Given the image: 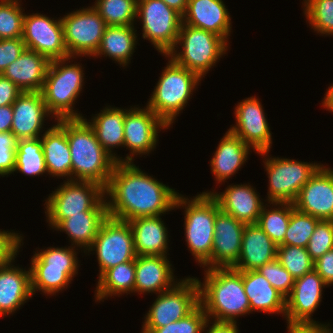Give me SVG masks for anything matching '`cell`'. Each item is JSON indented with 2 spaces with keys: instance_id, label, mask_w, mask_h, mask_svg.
Returning <instances> with one entry per match:
<instances>
[{
  "instance_id": "cell-1",
  "label": "cell",
  "mask_w": 333,
  "mask_h": 333,
  "mask_svg": "<svg viewBox=\"0 0 333 333\" xmlns=\"http://www.w3.org/2000/svg\"><path fill=\"white\" fill-rule=\"evenodd\" d=\"M178 194L133 162H117L104 188L108 216L124 221L162 216L175 209Z\"/></svg>"
},
{
  "instance_id": "cell-2",
  "label": "cell",
  "mask_w": 333,
  "mask_h": 333,
  "mask_svg": "<svg viewBox=\"0 0 333 333\" xmlns=\"http://www.w3.org/2000/svg\"><path fill=\"white\" fill-rule=\"evenodd\" d=\"M205 270L204 283L198 278L197 282L199 303L208 319L235 323V318L251 313L250 302L243 286L242 271L232 267Z\"/></svg>"
},
{
  "instance_id": "cell-3",
  "label": "cell",
  "mask_w": 333,
  "mask_h": 333,
  "mask_svg": "<svg viewBox=\"0 0 333 333\" xmlns=\"http://www.w3.org/2000/svg\"><path fill=\"white\" fill-rule=\"evenodd\" d=\"M66 135L71 153L72 180L92 181L105 188L117 162L99 143L87 119H66Z\"/></svg>"
},
{
  "instance_id": "cell-4",
  "label": "cell",
  "mask_w": 333,
  "mask_h": 333,
  "mask_svg": "<svg viewBox=\"0 0 333 333\" xmlns=\"http://www.w3.org/2000/svg\"><path fill=\"white\" fill-rule=\"evenodd\" d=\"M181 206L185 209L184 231L188 248L196 262L211 269L214 225L220 206L210 193L198 194L191 200L178 194L174 208Z\"/></svg>"
},
{
  "instance_id": "cell-5",
  "label": "cell",
  "mask_w": 333,
  "mask_h": 333,
  "mask_svg": "<svg viewBox=\"0 0 333 333\" xmlns=\"http://www.w3.org/2000/svg\"><path fill=\"white\" fill-rule=\"evenodd\" d=\"M72 58L75 57L50 62L41 90L47 111L55 120L84 118L73 110L84 84V68L78 63L68 65L66 62Z\"/></svg>"
},
{
  "instance_id": "cell-6",
  "label": "cell",
  "mask_w": 333,
  "mask_h": 333,
  "mask_svg": "<svg viewBox=\"0 0 333 333\" xmlns=\"http://www.w3.org/2000/svg\"><path fill=\"white\" fill-rule=\"evenodd\" d=\"M168 60L147 107L169 127L186 107L201 78L189 69L177 65L170 57Z\"/></svg>"
},
{
  "instance_id": "cell-7",
  "label": "cell",
  "mask_w": 333,
  "mask_h": 333,
  "mask_svg": "<svg viewBox=\"0 0 333 333\" xmlns=\"http://www.w3.org/2000/svg\"><path fill=\"white\" fill-rule=\"evenodd\" d=\"M178 45L182 48L181 52L177 51ZM227 48V41L217 34L182 23L175 48L165 57H171L177 65L202 79Z\"/></svg>"
},
{
  "instance_id": "cell-8",
  "label": "cell",
  "mask_w": 333,
  "mask_h": 333,
  "mask_svg": "<svg viewBox=\"0 0 333 333\" xmlns=\"http://www.w3.org/2000/svg\"><path fill=\"white\" fill-rule=\"evenodd\" d=\"M78 265L75 246L48 247L35 252L30 268L32 295L39 290L50 296L67 288L78 273Z\"/></svg>"
},
{
  "instance_id": "cell-9",
  "label": "cell",
  "mask_w": 333,
  "mask_h": 333,
  "mask_svg": "<svg viewBox=\"0 0 333 333\" xmlns=\"http://www.w3.org/2000/svg\"><path fill=\"white\" fill-rule=\"evenodd\" d=\"M104 187L92 181L67 180L49 194L45 213L55 228L63 219L89 210H107Z\"/></svg>"
},
{
  "instance_id": "cell-10",
  "label": "cell",
  "mask_w": 333,
  "mask_h": 333,
  "mask_svg": "<svg viewBox=\"0 0 333 333\" xmlns=\"http://www.w3.org/2000/svg\"><path fill=\"white\" fill-rule=\"evenodd\" d=\"M136 18L141 19L142 37L164 56L176 45L182 15L162 0H137Z\"/></svg>"
},
{
  "instance_id": "cell-11",
  "label": "cell",
  "mask_w": 333,
  "mask_h": 333,
  "mask_svg": "<svg viewBox=\"0 0 333 333\" xmlns=\"http://www.w3.org/2000/svg\"><path fill=\"white\" fill-rule=\"evenodd\" d=\"M269 178L268 203H293L301 188L321 166L288 158L269 157L264 159Z\"/></svg>"
},
{
  "instance_id": "cell-12",
  "label": "cell",
  "mask_w": 333,
  "mask_h": 333,
  "mask_svg": "<svg viewBox=\"0 0 333 333\" xmlns=\"http://www.w3.org/2000/svg\"><path fill=\"white\" fill-rule=\"evenodd\" d=\"M88 252L95 251L99 264V277L119 264L135 261L133 233L128 221L108 216L98 231Z\"/></svg>"
},
{
  "instance_id": "cell-13",
  "label": "cell",
  "mask_w": 333,
  "mask_h": 333,
  "mask_svg": "<svg viewBox=\"0 0 333 333\" xmlns=\"http://www.w3.org/2000/svg\"><path fill=\"white\" fill-rule=\"evenodd\" d=\"M197 278L187 277L159 293L145 315L142 328L164 327L191 313L199 305Z\"/></svg>"
},
{
  "instance_id": "cell-14",
  "label": "cell",
  "mask_w": 333,
  "mask_h": 333,
  "mask_svg": "<svg viewBox=\"0 0 333 333\" xmlns=\"http://www.w3.org/2000/svg\"><path fill=\"white\" fill-rule=\"evenodd\" d=\"M61 21L69 57H91L97 52L107 25L92 6L67 13Z\"/></svg>"
},
{
  "instance_id": "cell-15",
  "label": "cell",
  "mask_w": 333,
  "mask_h": 333,
  "mask_svg": "<svg viewBox=\"0 0 333 333\" xmlns=\"http://www.w3.org/2000/svg\"><path fill=\"white\" fill-rule=\"evenodd\" d=\"M22 38L26 49L36 51L50 61L69 57L61 18L55 20L40 13L25 14Z\"/></svg>"
},
{
  "instance_id": "cell-16",
  "label": "cell",
  "mask_w": 333,
  "mask_h": 333,
  "mask_svg": "<svg viewBox=\"0 0 333 333\" xmlns=\"http://www.w3.org/2000/svg\"><path fill=\"white\" fill-rule=\"evenodd\" d=\"M169 127L147 106L125 109L124 118V144L130 150V156L123 162H132L134 155L149 154L157 144L158 133Z\"/></svg>"
},
{
  "instance_id": "cell-17",
  "label": "cell",
  "mask_w": 333,
  "mask_h": 333,
  "mask_svg": "<svg viewBox=\"0 0 333 333\" xmlns=\"http://www.w3.org/2000/svg\"><path fill=\"white\" fill-rule=\"evenodd\" d=\"M236 125L228 130L242 139L256 153L268 156L272 134L261 102L256 96L242 100L235 107Z\"/></svg>"
},
{
  "instance_id": "cell-18",
  "label": "cell",
  "mask_w": 333,
  "mask_h": 333,
  "mask_svg": "<svg viewBox=\"0 0 333 333\" xmlns=\"http://www.w3.org/2000/svg\"><path fill=\"white\" fill-rule=\"evenodd\" d=\"M331 169L322 164L301 188L293 202L297 210L320 220H333V168Z\"/></svg>"
},
{
  "instance_id": "cell-19",
  "label": "cell",
  "mask_w": 333,
  "mask_h": 333,
  "mask_svg": "<svg viewBox=\"0 0 333 333\" xmlns=\"http://www.w3.org/2000/svg\"><path fill=\"white\" fill-rule=\"evenodd\" d=\"M245 225L221 209L217 212L214 225L211 269L229 268L237 263Z\"/></svg>"
},
{
  "instance_id": "cell-20",
  "label": "cell",
  "mask_w": 333,
  "mask_h": 333,
  "mask_svg": "<svg viewBox=\"0 0 333 333\" xmlns=\"http://www.w3.org/2000/svg\"><path fill=\"white\" fill-rule=\"evenodd\" d=\"M325 286L315 269L295 279L292 292L286 298L287 322H314L311 316L320 305Z\"/></svg>"
},
{
  "instance_id": "cell-21",
  "label": "cell",
  "mask_w": 333,
  "mask_h": 333,
  "mask_svg": "<svg viewBox=\"0 0 333 333\" xmlns=\"http://www.w3.org/2000/svg\"><path fill=\"white\" fill-rule=\"evenodd\" d=\"M11 132L17 140L40 138L47 111L41 92L23 91L13 102ZM47 116V117H46Z\"/></svg>"
},
{
  "instance_id": "cell-22",
  "label": "cell",
  "mask_w": 333,
  "mask_h": 333,
  "mask_svg": "<svg viewBox=\"0 0 333 333\" xmlns=\"http://www.w3.org/2000/svg\"><path fill=\"white\" fill-rule=\"evenodd\" d=\"M256 189L251 185H228L225 192L210 193L218 202L220 209L236 218L238 221L249 225L256 224L264 203L260 200Z\"/></svg>"
},
{
  "instance_id": "cell-23",
  "label": "cell",
  "mask_w": 333,
  "mask_h": 333,
  "mask_svg": "<svg viewBox=\"0 0 333 333\" xmlns=\"http://www.w3.org/2000/svg\"><path fill=\"white\" fill-rule=\"evenodd\" d=\"M182 23L213 32L228 42L231 17L222 0H189Z\"/></svg>"
},
{
  "instance_id": "cell-24",
  "label": "cell",
  "mask_w": 333,
  "mask_h": 333,
  "mask_svg": "<svg viewBox=\"0 0 333 333\" xmlns=\"http://www.w3.org/2000/svg\"><path fill=\"white\" fill-rule=\"evenodd\" d=\"M167 258V256H136L134 293L159 294L171 289L177 283L174 279V270Z\"/></svg>"
},
{
  "instance_id": "cell-25",
  "label": "cell",
  "mask_w": 333,
  "mask_h": 333,
  "mask_svg": "<svg viewBox=\"0 0 333 333\" xmlns=\"http://www.w3.org/2000/svg\"><path fill=\"white\" fill-rule=\"evenodd\" d=\"M56 122L40 137L46 168L52 177L67 176V180H72V162L66 135V119H59Z\"/></svg>"
},
{
  "instance_id": "cell-26",
  "label": "cell",
  "mask_w": 333,
  "mask_h": 333,
  "mask_svg": "<svg viewBox=\"0 0 333 333\" xmlns=\"http://www.w3.org/2000/svg\"><path fill=\"white\" fill-rule=\"evenodd\" d=\"M50 62L36 51L25 49L2 75L22 91L41 92Z\"/></svg>"
},
{
  "instance_id": "cell-27",
  "label": "cell",
  "mask_w": 333,
  "mask_h": 333,
  "mask_svg": "<svg viewBox=\"0 0 333 333\" xmlns=\"http://www.w3.org/2000/svg\"><path fill=\"white\" fill-rule=\"evenodd\" d=\"M277 245L257 225H245L241 251L237 263L232 267L238 271L257 270L276 258Z\"/></svg>"
},
{
  "instance_id": "cell-28",
  "label": "cell",
  "mask_w": 333,
  "mask_h": 333,
  "mask_svg": "<svg viewBox=\"0 0 333 333\" xmlns=\"http://www.w3.org/2000/svg\"><path fill=\"white\" fill-rule=\"evenodd\" d=\"M11 263L0 268V316L13 314L32 297L30 269Z\"/></svg>"
},
{
  "instance_id": "cell-29",
  "label": "cell",
  "mask_w": 333,
  "mask_h": 333,
  "mask_svg": "<svg viewBox=\"0 0 333 333\" xmlns=\"http://www.w3.org/2000/svg\"><path fill=\"white\" fill-rule=\"evenodd\" d=\"M137 256H167L168 230L161 216L129 220Z\"/></svg>"
},
{
  "instance_id": "cell-30",
  "label": "cell",
  "mask_w": 333,
  "mask_h": 333,
  "mask_svg": "<svg viewBox=\"0 0 333 333\" xmlns=\"http://www.w3.org/2000/svg\"><path fill=\"white\" fill-rule=\"evenodd\" d=\"M245 293L250 302L251 312L263 311L285 316L286 298L257 270L242 271Z\"/></svg>"
},
{
  "instance_id": "cell-31",
  "label": "cell",
  "mask_w": 333,
  "mask_h": 333,
  "mask_svg": "<svg viewBox=\"0 0 333 333\" xmlns=\"http://www.w3.org/2000/svg\"><path fill=\"white\" fill-rule=\"evenodd\" d=\"M251 147L229 130L225 133L210 161L217 183L236 174L248 158Z\"/></svg>"
},
{
  "instance_id": "cell-32",
  "label": "cell",
  "mask_w": 333,
  "mask_h": 333,
  "mask_svg": "<svg viewBox=\"0 0 333 333\" xmlns=\"http://www.w3.org/2000/svg\"><path fill=\"white\" fill-rule=\"evenodd\" d=\"M96 115L87 122L94 130L97 140L116 162H123L122 157L116 156L112 150L114 147H123L124 144L125 109L107 106Z\"/></svg>"
},
{
  "instance_id": "cell-33",
  "label": "cell",
  "mask_w": 333,
  "mask_h": 333,
  "mask_svg": "<svg viewBox=\"0 0 333 333\" xmlns=\"http://www.w3.org/2000/svg\"><path fill=\"white\" fill-rule=\"evenodd\" d=\"M107 217L108 210H89L63 219L54 229L66 232L71 239V246L83 248L85 253Z\"/></svg>"
},
{
  "instance_id": "cell-34",
  "label": "cell",
  "mask_w": 333,
  "mask_h": 333,
  "mask_svg": "<svg viewBox=\"0 0 333 333\" xmlns=\"http://www.w3.org/2000/svg\"><path fill=\"white\" fill-rule=\"evenodd\" d=\"M136 31L134 25L106 26L100 46L92 57L104 55L119 62L120 66L128 65L136 49Z\"/></svg>"
},
{
  "instance_id": "cell-35",
  "label": "cell",
  "mask_w": 333,
  "mask_h": 333,
  "mask_svg": "<svg viewBox=\"0 0 333 333\" xmlns=\"http://www.w3.org/2000/svg\"><path fill=\"white\" fill-rule=\"evenodd\" d=\"M95 299L103 301L106 297L130 294L134 292L135 286V261H128L106 270L98 277Z\"/></svg>"
},
{
  "instance_id": "cell-36",
  "label": "cell",
  "mask_w": 333,
  "mask_h": 333,
  "mask_svg": "<svg viewBox=\"0 0 333 333\" xmlns=\"http://www.w3.org/2000/svg\"><path fill=\"white\" fill-rule=\"evenodd\" d=\"M269 204H273L272 206L275 208L270 207L271 209H266L267 207L264 205L256 224L277 246L284 245V237L290 221L291 212L295 208L294 204L278 202Z\"/></svg>"
},
{
  "instance_id": "cell-37",
  "label": "cell",
  "mask_w": 333,
  "mask_h": 333,
  "mask_svg": "<svg viewBox=\"0 0 333 333\" xmlns=\"http://www.w3.org/2000/svg\"><path fill=\"white\" fill-rule=\"evenodd\" d=\"M29 176L48 173L41 138L17 140L14 172Z\"/></svg>"
},
{
  "instance_id": "cell-38",
  "label": "cell",
  "mask_w": 333,
  "mask_h": 333,
  "mask_svg": "<svg viewBox=\"0 0 333 333\" xmlns=\"http://www.w3.org/2000/svg\"><path fill=\"white\" fill-rule=\"evenodd\" d=\"M92 7L107 26L134 25L137 19V0H96Z\"/></svg>"
},
{
  "instance_id": "cell-39",
  "label": "cell",
  "mask_w": 333,
  "mask_h": 333,
  "mask_svg": "<svg viewBox=\"0 0 333 333\" xmlns=\"http://www.w3.org/2000/svg\"><path fill=\"white\" fill-rule=\"evenodd\" d=\"M319 221L320 219L294 208L286 229L284 245L306 248Z\"/></svg>"
},
{
  "instance_id": "cell-40",
  "label": "cell",
  "mask_w": 333,
  "mask_h": 333,
  "mask_svg": "<svg viewBox=\"0 0 333 333\" xmlns=\"http://www.w3.org/2000/svg\"><path fill=\"white\" fill-rule=\"evenodd\" d=\"M276 258L294 279L314 269V261L305 247L279 245Z\"/></svg>"
},
{
  "instance_id": "cell-41",
  "label": "cell",
  "mask_w": 333,
  "mask_h": 333,
  "mask_svg": "<svg viewBox=\"0 0 333 333\" xmlns=\"http://www.w3.org/2000/svg\"><path fill=\"white\" fill-rule=\"evenodd\" d=\"M304 15L315 32L333 35V0H304Z\"/></svg>"
},
{
  "instance_id": "cell-42",
  "label": "cell",
  "mask_w": 333,
  "mask_h": 333,
  "mask_svg": "<svg viewBox=\"0 0 333 333\" xmlns=\"http://www.w3.org/2000/svg\"><path fill=\"white\" fill-rule=\"evenodd\" d=\"M19 0H0V39L22 37L24 16Z\"/></svg>"
},
{
  "instance_id": "cell-43",
  "label": "cell",
  "mask_w": 333,
  "mask_h": 333,
  "mask_svg": "<svg viewBox=\"0 0 333 333\" xmlns=\"http://www.w3.org/2000/svg\"><path fill=\"white\" fill-rule=\"evenodd\" d=\"M208 316L199 304L191 313L176 322L158 328H142L141 333H202Z\"/></svg>"
},
{
  "instance_id": "cell-44",
  "label": "cell",
  "mask_w": 333,
  "mask_h": 333,
  "mask_svg": "<svg viewBox=\"0 0 333 333\" xmlns=\"http://www.w3.org/2000/svg\"><path fill=\"white\" fill-rule=\"evenodd\" d=\"M333 248V220H320L307 244V251L313 261Z\"/></svg>"
},
{
  "instance_id": "cell-45",
  "label": "cell",
  "mask_w": 333,
  "mask_h": 333,
  "mask_svg": "<svg viewBox=\"0 0 333 333\" xmlns=\"http://www.w3.org/2000/svg\"><path fill=\"white\" fill-rule=\"evenodd\" d=\"M270 283L287 298L292 292L294 278L275 258L257 269Z\"/></svg>"
},
{
  "instance_id": "cell-46",
  "label": "cell",
  "mask_w": 333,
  "mask_h": 333,
  "mask_svg": "<svg viewBox=\"0 0 333 333\" xmlns=\"http://www.w3.org/2000/svg\"><path fill=\"white\" fill-rule=\"evenodd\" d=\"M17 139L11 131L0 132V176L14 173Z\"/></svg>"
},
{
  "instance_id": "cell-47",
  "label": "cell",
  "mask_w": 333,
  "mask_h": 333,
  "mask_svg": "<svg viewBox=\"0 0 333 333\" xmlns=\"http://www.w3.org/2000/svg\"><path fill=\"white\" fill-rule=\"evenodd\" d=\"M19 234L0 230V268L15 260L24 238Z\"/></svg>"
},
{
  "instance_id": "cell-48",
  "label": "cell",
  "mask_w": 333,
  "mask_h": 333,
  "mask_svg": "<svg viewBox=\"0 0 333 333\" xmlns=\"http://www.w3.org/2000/svg\"><path fill=\"white\" fill-rule=\"evenodd\" d=\"M26 49L22 37L0 39V74Z\"/></svg>"
},
{
  "instance_id": "cell-49",
  "label": "cell",
  "mask_w": 333,
  "mask_h": 333,
  "mask_svg": "<svg viewBox=\"0 0 333 333\" xmlns=\"http://www.w3.org/2000/svg\"><path fill=\"white\" fill-rule=\"evenodd\" d=\"M314 269L327 286L333 284V248L314 261Z\"/></svg>"
},
{
  "instance_id": "cell-50",
  "label": "cell",
  "mask_w": 333,
  "mask_h": 333,
  "mask_svg": "<svg viewBox=\"0 0 333 333\" xmlns=\"http://www.w3.org/2000/svg\"><path fill=\"white\" fill-rule=\"evenodd\" d=\"M288 333H333L329 323L314 322H287Z\"/></svg>"
},
{
  "instance_id": "cell-51",
  "label": "cell",
  "mask_w": 333,
  "mask_h": 333,
  "mask_svg": "<svg viewBox=\"0 0 333 333\" xmlns=\"http://www.w3.org/2000/svg\"><path fill=\"white\" fill-rule=\"evenodd\" d=\"M22 92L10 79L0 74V106L12 105Z\"/></svg>"
},
{
  "instance_id": "cell-52",
  "label": "cell",
  "mask_w": 333,
  "mask_h": 333,
  "mask_svg": "<svg viewBox=\"0 0 333 333\" xmlns=\"http://www.w3.org/2000/svg\"><path fill=\"white\" fill-rule=\"evenodd\" d=\"M210 319H208V321L205 324V327L203 329V331H207L205 333H238L239 330L237 329V322L233 323V322H220V321H213L214 323H212L211 327L209 325ZM208 327V330L205 329Z\"/></svg>"
},
{
  "instance_id": "cell-53",
  "label": "cell",
  "mask_w": 333,
  "mask_h": 333,
  "mask_svg": "<svg viewBox=\"0 0 333 333\" xmlns=\"http://www.w3.org/2000/svg\"><path fill=\"white\" fill-rule=\"evenodd\" d=\"M13 122L12 105L0 106V132L11 131Z\"/></svg>"
},
{
  "instance_id": "cell-54",
  "label": "cell",
  "mask_w": 333,
  "mask_h": 333,
  "mask_svg": "<svg viewBox=\"0 0 333 333\" xmlns=\"http://www.w3.org/2000/svg\"><path fill=\"white\" fill-rule=\"evenodd\" d=\"M166 3L170 8H173L178 13L183 15L187 9V4L189 0H162Z\"/></svg>"
},
{
  "instance_id": "cell-55",
  "label": "cell",
  "mask_w": 333,
  "mask_h": 333,
  "mask_svg": "<svg viewBox=\"0 0 333 333\" xmlns=\"http://www.w3.org/2000/svg\"><path fill=\"white\" fill-rule=\"evenodd\" d=\"M332 86L328 87L329 89L326 91L324 99L322 101V105L326 110L333 112V84Z\"/></svg>"
}]
</instances>
